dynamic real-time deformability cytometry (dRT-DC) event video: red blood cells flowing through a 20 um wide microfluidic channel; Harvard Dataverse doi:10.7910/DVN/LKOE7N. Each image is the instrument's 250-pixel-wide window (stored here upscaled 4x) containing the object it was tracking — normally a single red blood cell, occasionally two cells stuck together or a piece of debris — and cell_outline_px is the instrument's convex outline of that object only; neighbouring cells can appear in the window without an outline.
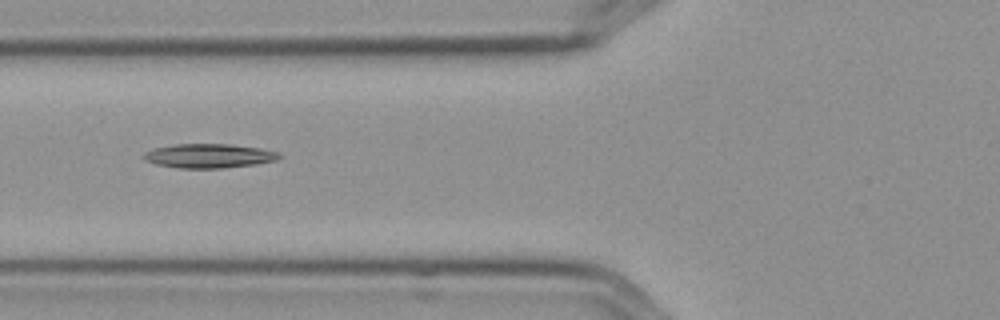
{"species": "Egyptian fruit bat (a non-hibernating species)", "species_latin": "Rousettus aegyptiacus", "temperature_condition": "cold", "stored_images_in_passage": 3, "camera_frame_rate_fps": 3000, "um_per_image_px": 0.085, "frame": {"image": 1, "passage_image": 2, "time_ms": 0.333, "image_size_px": [1000, 320], "cell_outline_px": [[280, 156], [276, 160], [256, 164], [224, 168], [176, 168], [156, 164], [144, 160], [140, 156], [144, 152], [156, 148], [172, 144], [232, 144], [260, 148], [276, 152]], "centroid_in_image_um": [17.69, 13.25], "position_along_channel_um": 108.1, "area_um2": 19.13}}
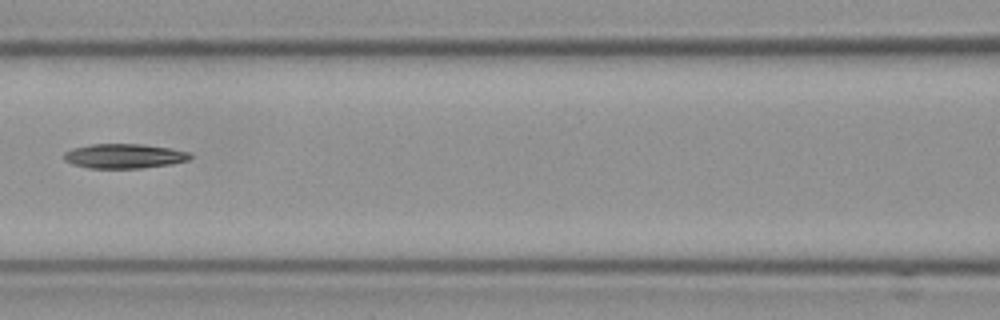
{"frame": {"image": 2, "passage_image": 3, "time_ms": 0.667, "image_size_px": [1000, 320], "cell_outline_px": [[192, 156], [188, 160], [172, 164], [140, 168], [88, 168], [72, 164], [64, 160], [64, 152], [72, 148], [92, 144], [144, 144], [172, 148], [188, 152]], "centroid_in_image_um": [10.55, 13.26], "position_along_channel_um": 156.1, "area_um2": 18.15}}